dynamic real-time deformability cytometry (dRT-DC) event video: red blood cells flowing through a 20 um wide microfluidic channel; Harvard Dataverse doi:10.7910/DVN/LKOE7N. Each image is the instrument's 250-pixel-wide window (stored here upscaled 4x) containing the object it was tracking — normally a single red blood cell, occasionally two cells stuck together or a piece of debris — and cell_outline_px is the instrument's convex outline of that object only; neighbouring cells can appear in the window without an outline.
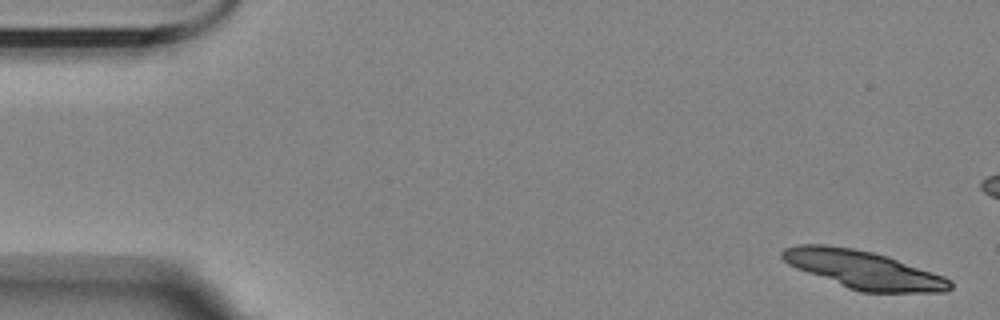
{"species": "Egyptian fruit bat (a non-hibernating species)", "species_latin": "Rousettus aegyptiacus", "temperature_condition": "room temperature", "stored_images_in_passage": 5, "camera_frame_rate_fps": 3000, "um_per_image_px": 0.085, "animal": {"sex": "female"}, "frame": {"image": 1, "passage_image": 1, "time_ms": 0.0, "image_size_px": [1000, 320], "cell_outline_px": [[952, 288], [944, 292], [860, 292], [848, 288], [796, 268], [788, 264], [780, 256], [780, 252], [784, 248], [796, 244], [824, 244], [852, 248], [872, 252], [888, 256], [944, 276], [952, 280]], "centroid_in_image_um": [73.38, 22.91], "position_along_channel_um": 11.6, "area_um2": 37.11}}